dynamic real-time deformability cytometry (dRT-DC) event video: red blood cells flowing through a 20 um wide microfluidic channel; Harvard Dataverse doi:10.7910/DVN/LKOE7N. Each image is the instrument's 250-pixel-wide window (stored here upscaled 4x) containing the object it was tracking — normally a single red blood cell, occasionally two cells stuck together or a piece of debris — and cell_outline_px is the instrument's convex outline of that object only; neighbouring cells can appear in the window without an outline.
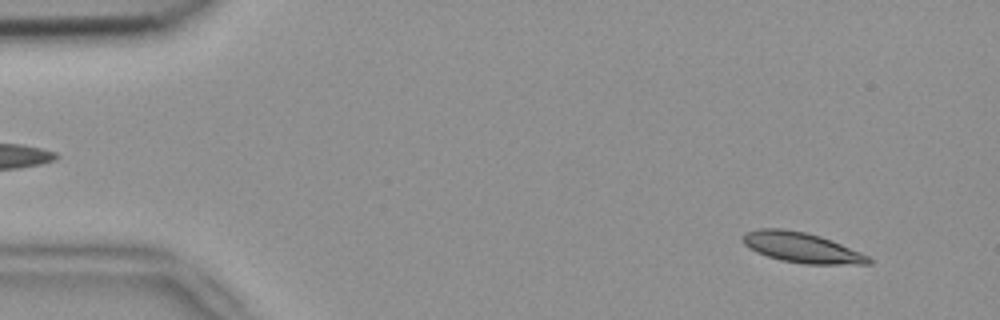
{"species": "common noctule bat (a hibernating species)", "species_latin": "Nyctalus noctula", "temperature_condition": "room temperature", "stored_images_in_passage": 53, "camera_frame_rate_fps": 3000, "um_per_image_px": 0.085, "animal": {"sex": "female", "body_mass_g": 18.4}, "frame": {"image": 1, "passage_image": 4, "time_ms": 1.0, "image_size_px": [1000, 320], "cell_outline_px": [[872, 264], [804, 264], [780, 260], [756, 252], [748, 248], [740, 240], [740, 236], [744, 232], [756, 228], [784, 228], [804, 232], [820, 236], [832, 240], [860, 252], [868, 256], [872, 260]], "centroid_in_image_um": [68.07, 21.03], "position_along_channel_um": 16.9, "area_um2": 22.43}}
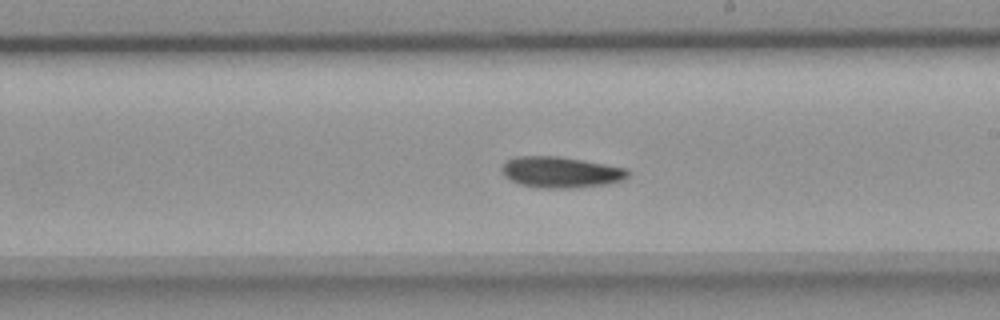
{"frame": {"image": 2, "passage_image": 30, "time_ms": 9.667, "image_size_px": [1000, 320], "cell_outline_px": [[628, 176], [620, 180], [608, 184], [576, 188], [536, 188], [520, 184], [504, 176], [500, 168], [504, 160], [516, 156], [556, 156], [628, 168]], "centroid_in_image_um": [47.6, 14.64], "position_along_channel_um": 241.4, "area_um2": 22.89}}
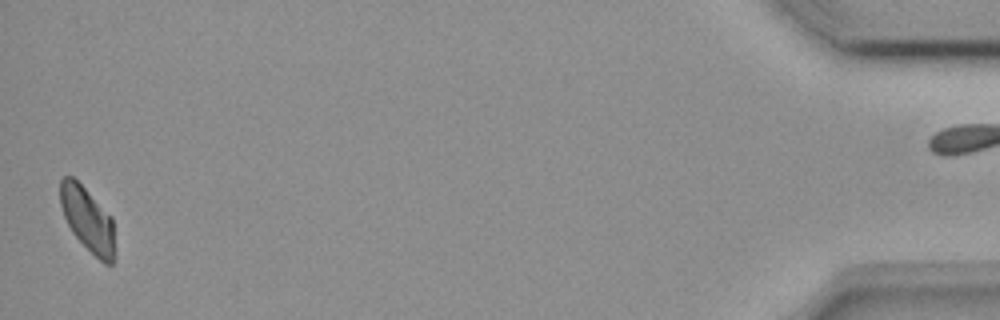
{"frame": {"image": 3, "passage_image": 52, "time_ms": 17.0, "image_size_px": [1000, 320], "cell_outline_px": [[112, 264], [104, 264], [72, 232], [64, 216], [60, 204], [60, 180], [64, 176], [72, 176], [112, 216]], "centroid_in_image_um": [7.4, 18.59], "position_along_channel_um": 427.8, "area_um2": 19.65}}